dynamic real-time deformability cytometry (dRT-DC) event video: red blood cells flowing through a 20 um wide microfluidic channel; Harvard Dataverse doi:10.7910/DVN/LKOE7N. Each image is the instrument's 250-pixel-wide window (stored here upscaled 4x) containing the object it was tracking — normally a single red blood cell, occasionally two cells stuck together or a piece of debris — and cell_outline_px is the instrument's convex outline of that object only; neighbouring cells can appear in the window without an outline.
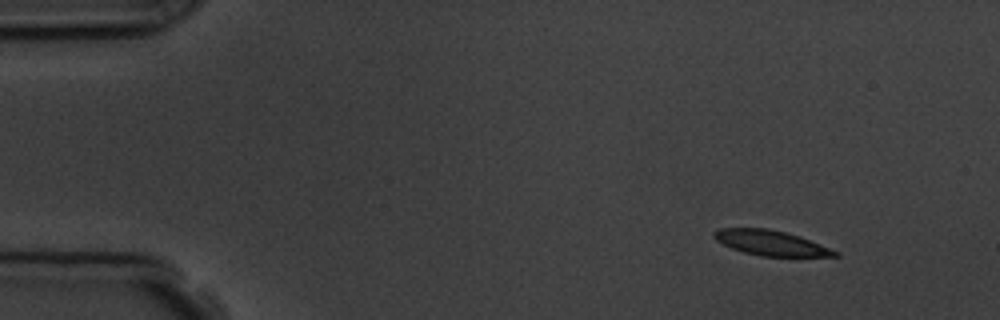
{"species": "common noctule bat (a hibernating species)", "species_latin": "Nyctalus noctula", "temperature_condition": "room temperature", "stored_images_in_passage": 3, "camera_frame_rate_fps": 3000, "um_per_image_px": 0.085, "animal": {"sex": "male", "body_mass_g": 19.5, "forearm_length_mm": 54.6}, "frame": {"image": 1, "passage_image": 1, "time_ms": 0.0, "image_size_px": [1000, 320], "cell_outline_px": [[840, 256], [760, 256], [744, 252], [732, 248], [716, 240], [712, 236], [712, 232], [720, 228], [768, 228], [800, 236], [840, 252]], "centroid_in_image_um": [65.51, 20.64], "position_along_channel_um": 19.5, "area_um2": 17.57}}